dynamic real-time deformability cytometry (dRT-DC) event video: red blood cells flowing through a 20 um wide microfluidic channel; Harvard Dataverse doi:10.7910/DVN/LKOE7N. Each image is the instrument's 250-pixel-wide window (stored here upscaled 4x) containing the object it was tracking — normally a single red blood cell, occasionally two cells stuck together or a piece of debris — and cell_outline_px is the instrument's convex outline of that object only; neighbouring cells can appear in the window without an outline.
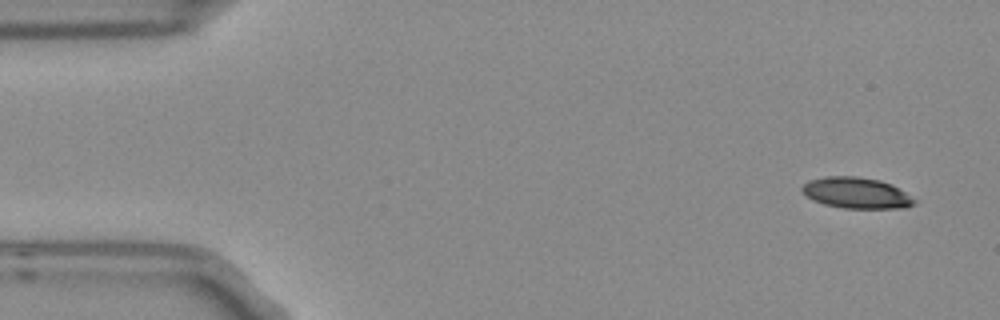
{"species": "Egyptian fruit bat (a non-hibernating species)", "species_latin": "Rousettus aegyptiacus", "temperature_condition": "room temperature", "stored_images_in_passage": 5, "camera_frame_rate_fps": 3000, "um_per_image_px": 0.085, "frame": {"image": 1, "passage_image": 1, "time_ms": 0.0, "image_size_px": [1000, 320], "cell_outline_px": [[920, 200], [916, 204], [904, 208], [844, 208], [824, 204], [812, 200], [804, 196], [800, 188], [808, 180], [824, 176], [856, 176], [880, 180], [892, 184]], "centroid_in_image_um": [72.82, 16.4], "position_along_channel_um": 12.2, "area_um2": 20.75}}
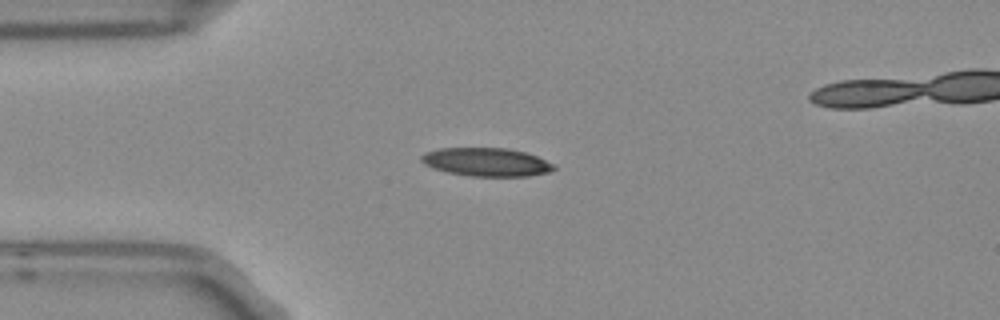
{"frame": {"image": 2, "passage_image": 4, "time_ms": 1.0, "image_size_px": [1000, 320], "cell_outline_px": [[556, 168], [548, 172], [528, 176], [472, 176], [448, 172], [432, 168], [424, 164], [420, 160], [420, 156], [424, 152], [440, 148], [508, 148], [524, 152], [536, 156], [556, 164]], "centroid_in_image_um": [41.33, 13.77], "position_along_channel_um": 43.7, "area_um2": 21.96}}